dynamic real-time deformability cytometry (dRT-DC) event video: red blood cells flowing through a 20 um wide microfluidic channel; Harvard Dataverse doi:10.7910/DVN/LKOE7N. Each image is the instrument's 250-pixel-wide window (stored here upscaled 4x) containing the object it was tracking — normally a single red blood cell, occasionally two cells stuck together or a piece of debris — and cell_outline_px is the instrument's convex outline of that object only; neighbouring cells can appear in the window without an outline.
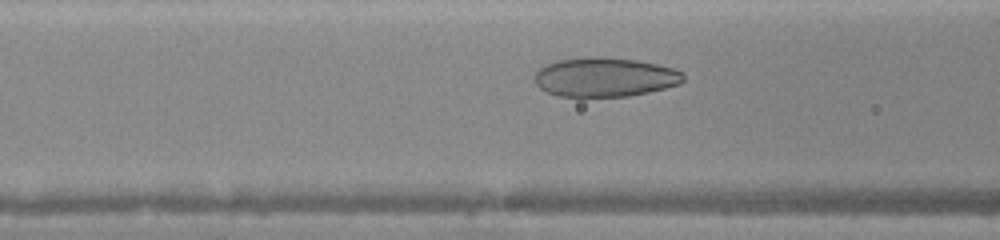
{"species": "human", "species_latin": "Homo sapiens", "temperature_condition": "warm", "stored_images_in_passage": 32, "camera_frame_rate_fps": 3000, "um_per_image_px": 0.085, "donor": {"sex": "female"}, "frame": {"image": 1, "passage_image": 11, "time_ms": 3.333, "image_size_px": [1000, 240], "cell_outline_px": [[684, 80], [680, 84], [648, 92], [628, 96], [556, 96], [540, 88], [536, 84], [536, 72], [544, 64], [556, 60], [596, 56], [600, 56], [636, 60], [656, 64], [672, 68], [684, 72]], "centroid_in_image_um": [51.41, 6.55], "position_along_channel_um": 115.2, "area_um2": 33.93}}
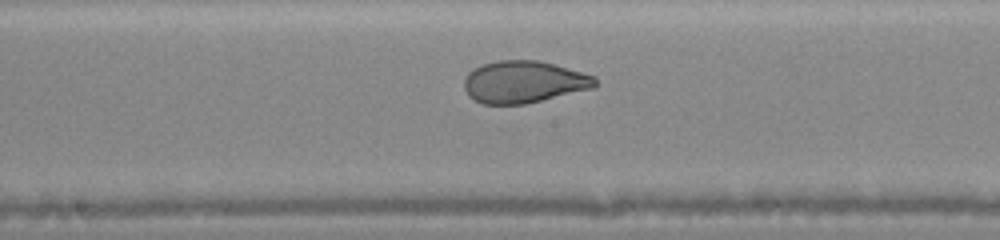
{"frame": {"image": 2, "passage_image": 17, "time_ms": 5.333, "image_size_px": [1000, 240], "cell_outline_px": [[596, 84], [592, 88], [524, 104], [484, 104], [468, 96], [464, 88], [464, 76], [468, 72], [484, 64], [496, 60], [540, 60], [596, 76]], "centroid_in_image_um": [44.5, 6.95], "position_along_channel_um": 203.7, "area_um2": 31.96}}
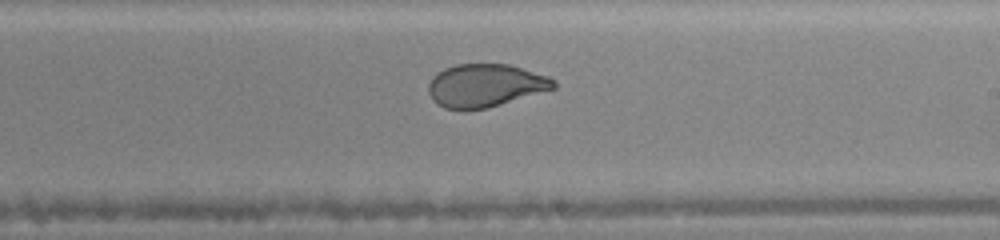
{"frame": {"image": 3, "passage_image": 20, "time_ms": 6.333, "image_size_px": [1000, 240], "cell_outline_px": [[556, 88], [488, 108], [444, 108], [436, 104], [432, 100], [428, 92], [428, 84], [432, 76], [436, 72], [444, 68], [456, 64], [512, 64], [548, 76], [556, 80]], "centroid_in_image_um": [41.25, 7.24], "position_along_channel_um": 247.8, "area_um2": 31.5}}